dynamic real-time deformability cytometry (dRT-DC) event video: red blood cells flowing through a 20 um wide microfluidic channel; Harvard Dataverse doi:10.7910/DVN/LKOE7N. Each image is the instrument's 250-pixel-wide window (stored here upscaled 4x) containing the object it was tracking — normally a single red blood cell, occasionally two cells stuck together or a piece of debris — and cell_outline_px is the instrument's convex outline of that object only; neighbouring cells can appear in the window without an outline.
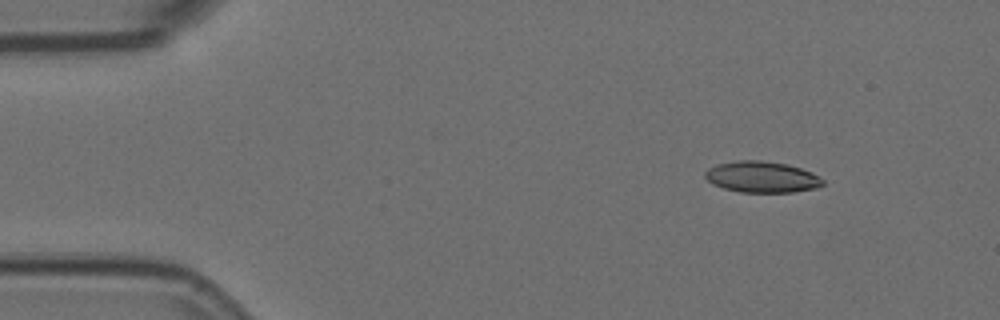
{"species": "Egyptian fruit bat (a non-hibernating species)", "species_latin": "Rousettus aegyptiacus", "temperature_condition": "room temperature", "stored_images_in_passage": 3, "camera_frame_rate_fps": 3000, "um_per_image_px": 0.085, "animal": {"sex": "female"}, "frame": {"image": 1, "passage_image": 1, "time_ms": 0.0, "image_size_px": [1000, 320], "cell_outline_px": [[824, 184], [816, 188], [792, 192], [740, 192], [724, 188], [712, 184], [704, 176], [704, 172], [708, 168], [716, 164], [736, 160], [760, 160], [788, 164], [812, 172], [824, 180]], "centroid_in_image_um": [64.74, 15.03], "position_along_channel_um": 20.3, "area_um2": 21.5}}